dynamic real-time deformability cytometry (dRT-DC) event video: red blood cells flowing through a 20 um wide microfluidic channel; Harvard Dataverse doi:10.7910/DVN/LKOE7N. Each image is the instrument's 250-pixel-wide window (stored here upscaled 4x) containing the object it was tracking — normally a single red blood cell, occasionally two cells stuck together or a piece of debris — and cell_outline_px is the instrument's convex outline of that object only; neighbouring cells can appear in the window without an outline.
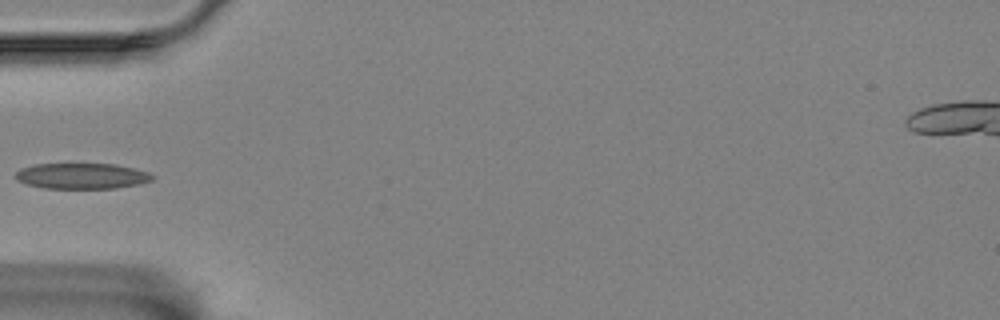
{"species": "Egyptian fruit bat (a non-hibernating species)", "species_latin": "Rousettus aegyptiacus", "temperature_condition": "room temperature", "stored_images_in_passage": 39, "camera_frame_rate_fps": 3000, "um_per_image_px": 0.085, "animal": {"sex": "female"}, "frame": {"image": 1, "passage_image": 1, "time_ms": 0.0, "image_size_px": [1000, 320], "cell_outline_px": [[156, 176], [152, 180], [140, 184], [116, 188], [44, 188], [28, 184], [16, 180], [16, 172], [20, 168], [36, 164], [116, 164], [148, 172]], "centroid_in_image_um": [6.97, 14.96], "position_along_channel_um": 78.0, "area_um2": 20.46}}
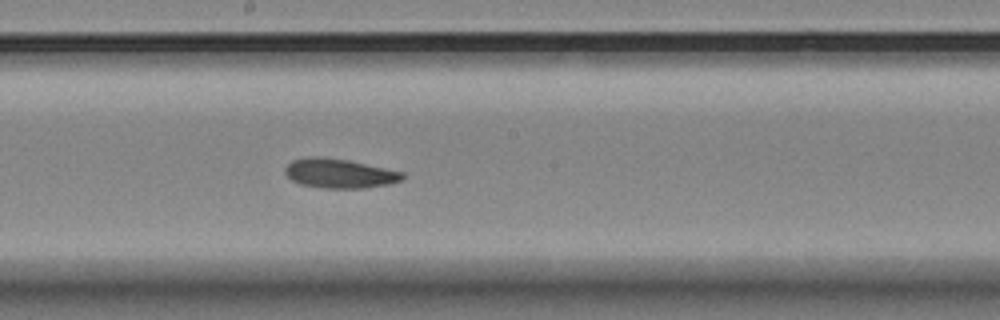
{"frame": {"image": 2, "passage_image": 13, "time_ms": 4.0, "image_size_px": [1000, 320], "cell_outline_px": [[404, 180], [388, 184], [364, 188], [324, 188], [300, 184], [292, 180], [284, 172], [284, 168], [292, 160], [308, 156], [320, 156], [348, 160], [404, 172]], "centroid_in_image_um": [28.85, 14.73], "position_along_channel_um": 219.4, "area_um2": 20.17}}
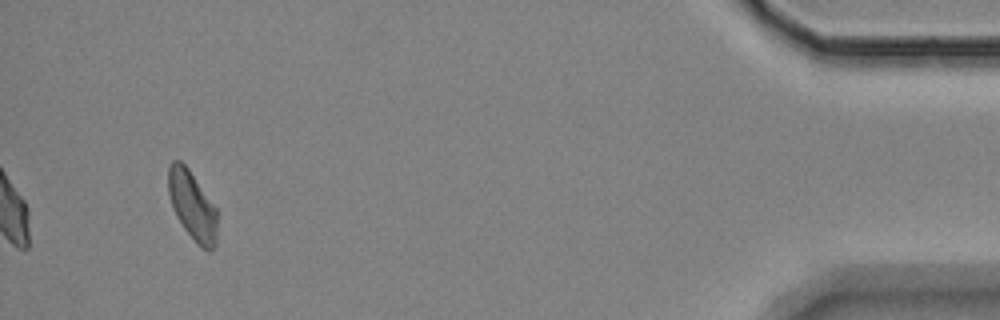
{"frame": {"image": 3, "passage_image": 36, "time_ms": 11.667, "image_size_px": [1000, 320], "cell_outline_px": [[216, 244], [212, 252], [208, 252], [184, 228], [176, 216], [168, 192], [168, 164], [172, 160], [180, 160], [188, 168], [216, 208]], "centroid_in_image_um": [16.33, 17.44], "position_along_channel_um": 418.9, "area_um2": 19.25}}